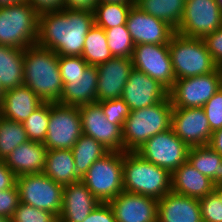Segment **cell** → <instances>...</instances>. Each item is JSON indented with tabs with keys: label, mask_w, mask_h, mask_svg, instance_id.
Segmentation results:
<instances>
[{
	"label": "cell",
	"mask_w": 222,
	"mask_h": 222,
	"mask_svg": "<svg viewBox=\"0 0 222 222\" xmlns=\"http://www.w3.org/2000/svg\"><path fill=\"white\" fill-rule=\"evenodd\" d=\"M79 114L84 135L94 138L110 151L123 152V129L106 119L97 102L79 106Z\"/></svg>",
	"instance_id": "14"
},
{
	"label": "cell",
	"mask_w": 222,
	"mask_h": 222,
	"mask_svg": "<svg viewBox=\"0 0 222 222\" xmlns=\"http://www.w3.org/2000/svg\"><path fill=\"white\" fill-rule=\"evenodd\" d=\"M77 175L82 179L91 165L110 152L103 144L94 138L82 134L71 148Z\"/></svg>",
	"instance_id": "29"
},
{
	"label": "cell",
	"mask_w": 222,
	"mask_h": 222,
	"mask_svg": "<svg viewBox=\"0 0 222 222\" xmlns=\"http://www.w3.org/2000/svg\"><path fill=\"white\" fill-rule=\"evenodd\" d=\"M215 184L201 174L188 160L172 173L171 191L200 199L214 192Z\"/></svg>",
	"instance_id": "25"
},
{
	"label": "cell",
	"mask_w": 222,
	"mask_h": 222,
	"mask_svg": "<svg viewBox=\"0 0 222 222\" xmlns=\"http://www.w3.org/2000/svg\"><path fill=\"white\" fill-rule=\"evenodd\" d=\"M19 203L20 197L17 185L13 188L0 191V216L11 219Z\"/></svg>",
	"instance_id": "41"
},
{
	"label": "cell",
	"mask_w": 222,
	"mask_h": 222,
	"mask_svg": "<svg viewBox=\"0 0 222 222\" xmlns=\"http://www.w3.org/2000/svg\"><path fill=\"white\" fill-rule=\"evenodd\" d=\"M24 49L0 45V87L6 91L23 85Z\"/></svg>",
	"instance_id": "27"
},
{
	"label": "cell",
	"mask_w": 222,
	"mask_h": 222,
	"mask_svg": "<svg viewBox=\"0 0 222 222\" xmlns=\"http://www.w3.org/2000/svg\"><path fill=\"white\" fill-rule=\"evenodd\" d=\"M172 111L169 96L155 105L131 111L123 126V152L135 151L152 136L170 129Z\"/></svg>",
	"instance_id": "4"
},
{
	"label": "cell",
	"mask_w": 222,
	"mask_h": 222,
	"mask_svg": "<svg viewBox=\"0 0 222 222\" xmlns=\"http://www.w3.org/2000/svg\"><path fill=\"white\" fill-rule=\"evenodd\" d=\"M189 149L190 147L170 128L149 138L135 152L172 174L187 161Z\"/></svg>",
	"instance_id": "11"
},
{
	"label": "cell",
	"mask_w": 222,
	"mask_h": 222,
	"mask_svg": "<svg viewBox=\"0 0 222 222\" xmlns=\"http://www.w3.org/2000/svg\"><path fill=\"white\" fill-rule=\"evenodd\" d=\"M222 87V68L200 76L175 80L168 91L173 108H198Z\"/></svg>",
	"instance_id": "9"
},
{
	"label": "cell",
	"mask_w": 222,
	"mask_h": 222,
	"mask_svg": "<svg viewBox=\"0 0 222 222\" xmlns=\"http://www.w3.org/2000/svg\"><path fill=\"white\" fill-rule=\"evenodd\" d=\"M171 128L189 147L208 145L212 136L202 107L173 108Z\"/></svg>",
	"instance_id": "15"
},
{
	"label": "cell",
	"mask_w": 222,
	"mask_h": 222,
	"mask_svg": "<svg viewBox=\"0 0 222 222\" xmlns=\"http://www.w3.org/2000/svg\"><path fill=\"white\" fill-rule=\"evenodd\" d=\"M40 15L64 9V0H26Z\"/></svg>",
	"instance_id": "44"
},
{
	"label": "cell",
	"mask_w": 222,
	"mask_h": 222,
	"mask_svg": "<svg viewBox=\"0 0 222 222\" xmlns=\"http://www.w3.org/2000/svg\"><path fill=\"white\" fill-rule=\"evenodd\" d=\"M202 222H222V201L213 192L199 199Z\"/></svg>",
	"instance_id": "39"
},
{
	"label": "cell",
	"mask_w": 222,
	"mask_h": 222,
	"mask_svg": "<svg viewBox=\"0 0 222 222\" xmlns=\"http://www.w3.org/2000/svg\"><path fill=\"white\" fill-rule=\"evenodd\" d=\"M98 71L97 102L121 98L123 88L133 70L132 59L112 57L96 66Z\"/></svg>",
	"instance_id": "19"
},
{
	"label": "cell",
	"mask_w": 222,
	"mask_h": 222,
	"mask_svg": "<svg viewBox=\"0 0 222 222\" xmlns=\"http://www.w3.org/2000/svg\"><path fill=\"white\" fill-rule=\"evenodd\" d=\"M83 222H116L109 203L100 202Z\"/></svg>",
	"instance_id": "43"
},
{
	"label": "cell",
	"mask_w": 222,
	"mask_h": 222,
	"mask_svg": "<svg viewBox=\"0 0 222 222\" xmlns=\"http://www.w3.org/2000/svg\"><path fill=\"white\" fill-rule=\"evenodd\" d=\"M21 1H23V0H0V7L16 4Z\"/></svg>",
	"instance_id": "49"
},
{
	"label": "cell",
	"mask_w": 222,
	"mask_h": 222,
	"mask_svg": "<svg viewBox=\"0 0 222 222\" xmlns=\"http://www.w3.org/2000/svg\"><path fill=\"white\" fill-rule=\"evenodd\" d=\"M123 160L124 152L110 151L96 160L81 179L99 202L108 203L124 191Z\"/></svg>",
	"instance_id": "7"
},
{
	"label": "cell",
	"mask_w": 222,
	"mask_h": 222,
	"mask_svg": "<svg viewBox=\"0 0 222 222\" xmlns=\"http://www.w3.org/2000/svg\"><path fill=\"white\" fill-rule=\"evenodd\" d=\"M126 27L135 45L169 44L176 33L166 22L141 11L133 5L128 13Z\"/></svg>",
	"instance_id": "16"
},
{
	"label": "cell",
	"mask_w": 222,
	"mask_h": 222,
	"mask_svg": "<svg viewBox=\"0 0 222 222\" xmlns=\"http://www.w3.org/2000/svg\"><path fill=\"white\" fill-rule=\"evenodd\" d=\"M184 4L182 0H134V5L141 11L159 18L175 30L183 17Z\"/></svg>",
	"instance_id": "30"
},
{
	"label": "cell",
	"mask_w": 222,
	"mask_h": 222,
	"mask_svg": "<svg viewBox=\"0 0 222 222\" xmlns=\"http://www.w3.org/2000/svg\"><path fill=\"white\" fill-rule=\"evenodd\" d=\"M83 134L78 106L50 102L46 139L47 150L71 149Z\"/></svg>",
	"instance_id": "10"
},
{
	"label": "cell",
	"mask_w": 222,
	"mask_h": 222,
	"mask_svg": "<svg viewBox=\"0 0 222 222\" xmlns=\"http://www.w3.org/2000/svg\"><path fill=\"white\" fill-rule=\"evenodd\" d=\"M94 23V11L62 9L42 13L36 44L58 56H82L85 37Z\"/></svg>",
	"instance_id": "1"
},
{
	"label": "cell",
	"mask_w": 222,
	"mask_h": 222,
	"mask_svg": "<svg viewBox=\"0 0 222 222\" xmlns=\"http://www.w3.org/2000/svg\"><path fill=\"white\" fill-rule=\"evenodd\" d=\"M20 202L46 210L57 218L62 209L63 186L42 173L24 174L16 178Z\"/></svg>",
	"instance_id": "8"
},
{
	"label": "cell",
	"mask_w": 222,
	"mask_h": 222,
	"mask_svg": "<svg viewBox=\"0 0 222 222\" xmlns=\"http://www.w3.org/2000/svg\"><path fill=\"white\" fill-rule=\"evenodd\" d=\"M101 3H134V0H98Z\"/></svg>",
	"instance_id": "48"
},
{
	"label": "cell",
	"mask_w": 222,
	"mask_h": 222,
	"mask_svg": "<svg viewBox=\"0 0 222 222\" xmlns=\"http://www.w3.org/2000/svg\"><path fill=\"white\" fill-rule=\"evenodd\" d=\"M98 0H64V9L94 11Z\"/></svg>",
	"instance_id": "46"
},
{
	"label": "cell",
	"mask_w": 222,
	"mask_h": 222,
	"mask_svg": "<svg viewBox=\"0 0 222 222\" xmlns=\"http://www.w3.org/2000/svg\"><path fill=\"white\" fill-rule=\"evenodd\" d=\"M39 14L26 1L0 7V45L25 49L36 44Z\"/></svg>",
	"instance_id": "5"
},
{
	"label": "cell",
	"mask_w": 222,
	"mask_h": 222,
	"mask_svg": "<svg viewBox=\"0 0 222 222\" xmlns=\"http://www.w3.org/2000/svg\"><path fill=\"white\" fill-rule=\"evenodd\" d=\"M11 222H58V218L49 211L20 202L11 217Z\"/></svg>",
	"instance_id": "36"
},
{
	"label": "cell",
	"mask_w": 222,
	"mask_h": 222,
	"mask_svg": "<svg viewBox=\"0 0 222 222\" xmlns=\"http://www.w3.org/2000/svg\"><path fill=\"white\" fill-rule=\"evenodd\" d=\"M212 132L222 128V87L202 107Z\"/></svg>",
	"instance_id": "40"
},
{
	"label": "cell",
	"mask_w": 222,
	"mask_h": 222,
	"mask_svg": "<svg viewBox=\"0 0 222 222\" xmlns=\"http://www.w3.org/2000/svg\"><path fill=\"white\" fill-rule=\"evenodd\" d=\"M47 148L41 142L27 141L17 146L4 162L18 177L24 174L42 173Z\"/></svg>",
	"instance_id": "22"
},
{
	"label": "cell",
	"mask_w": 222,
	"mask_h": 222,
	"mask_svg": "<svg viewBox=\"0 0 222 222\" xmlns=\"http://www.w3.org/2000/svg\"><path fill=\"white\" fill-rule=\"evenodd\" d=\"M222 26V12L216 0H191L184 4V12L176 33L203 39Z\"/></svg>",
	"instance_id": "12"
},
{
	"label": "cell",
	"mask_w": 222,
	"mask_h": 222,
	"mask_svg": "<svg viewBox=\"0 0 222 222\" xmlns=\"http://www.w3.org/2000/svg\"><path fill=\"white\" fill-rule=\"evenodd\" d=\"M134 3H101L94 10V21L103 29L126 25L127 16Z\"/></svg>",
	"instance_id": "32"
},
{
	"label": "cell",
	"mask_w": 222,
	"mask_h": 222,
	"mask_svg": "<svg viewBox=\"0 0 222 222\" xmlns=\"http://www.w3.org/2000/svg\"><path fill=\"white\" fill-rule=\"evenodd\" d=\"M203 40L215 64L222 68V26Z\"/></svg>",
	"instance_id": "42"
},
{
	"label": "cell",
	"mask_w": 222,
	"mask_h": 222,
	"mask_svg": "<svg viewBox=\"0 0 222 222\" xmlns=\"http://www.w3.org/2000/svg\"><path fill=\"white\" fill-rule=\"evenodd\" d=\"M43 173L63 187L81 180L71 149L47 150Z\"/></svg>",
	"instance_id": "26"
},
{
	"label": "cell",
	"mask_w": 222,
	"mask_h": 222,
	"mask_svg": "<svg viewBox=\"0 0 222 222\" xmlns=\"http://www.w3.org/2000/svg\"><path fill=\"white\" fill-rule=\"evenodd\" d=\"M58 64L63 84L69 83V78L82 75L89 66L82 56H58Z\"/></svg>",
	"instance_id": "38"
},
{
	"label": "cell",
	"mask_w": 222,
	"mask_h": 222,
	"mask_svg": "<svg viewBox=\"0 0 222 222\" xmlns=\"http://www.w3.org/2000/svg\"><path fill=\"white\" fill-rule=\"evenodd\" d=\"M168 46L176 80L206 75L218 68L201 38L175 33Z\"/></svg>",
	"instance_id": "6"
},
{
	"label": "cell",
	"mask_w": 222,
	"mask_h": 222,
	"mask_svg": "<svg viewBox=\"0 0 222 222\" xmlns=\"http://www.w3.org/2000/svg\"><path fill=\"white\" fill-rule=\"evenodd\" d=\"M16 178L15 173L0 160V191L13 188L16 185Z\"/></svg>",
	"instance_id": "45"
},
{
	"label": "cell",
	"mask_w": 222,
	"mask_h": 222,
	"mask_svg": "<svg viewBox=\"0 0 222 222\" xmlns=\"http://www.w3.org/2000/svg\"><path fill=\"white\" fill-rule=\"evenodd\" d=\"M97 82V68L89 65L82 75L69 78V83L64 84L62 95L57 103L79 107L97 102Z\"/></svg>",
	"instance_id": "23"
},
{
	"label": "cell",
	"mask_w": 222,
	"mask_h": 222,
	"mask_svg": "<svg viewBox=\"0 0 222 222\" xmlns=\"http://www.w3.org/2000/svg\"><path fill=\"white\" fill-rule=\"evenodd\" d=\"M221 12H222V0H216Z\"/></svg>",
	"instance_id": "53"
},
{
	"label": "cell",
	"mask_w": 222,
	"mask_h": 222,
	"mask_svg": "<svg viewBox=\"0 0 222 222\" xmlns=\"http://www.w3.org/2000/svg\"><path fill=\"white\" fill-rule=\"evenodd\" d=\"M184 3L188 2V1H191V0H182Z\"/></svg>",
	"instance_id": "54"
},
{
	"label": "cell",
	"mask_w": 222,
	"mask_h": 222,
	"mask_svg": "<svg viewBox=\"0 0 222 222\" xmlns=\"http://www.w3.org/2000/svg\"><path fill=\"white\" fill-rule=\"evenodd\" d=\"M50 114V102H43L23 122L27 137L31 141L44 143Z\"/></svg>",
	"instance_id": "34"
},
{
	"label": "cell",
	"mask_w": 222,
	"mask_h": 222,
	"mask_svg": "<svg viewBox=\"0 0 222 222\" xmlns=\"http://www.w3.org/2000/svg\"><path fill=\"white\" fill-rule=\"evenodd\" d=\"M0 222H11V219L8 217L0 216Z\"/></svg>",
	"instance_id": "51"
},
{
	"label": "cell",
	"mask_w": 222,
	"mask_h": 222,
	"mask_svg": "<svg viewBox=\"0 0 222 222\" xmlns=\"http://www.w3.org/2000/svg\"><path fill=\"white\" fill-rule=\"evenodd\" d=\"M99 203L81 180L66 185L58 222H83Z\"/></svg>",
	"instance_id": "20"
},
{
	"label": "cell",
	"mask_w": 222,
	"mask_h": 222,
	"mask_svg": "<svg viewBox=\"0 0 222 222\" xmlns=\"http://www.w3.org/2000/svg\"><path fill=\"white\" fill-rule=\"evenodd\" d=\"M214 192L218 195V197L221 199L222 201V183L221 184H217L214 187Z\"/></svg>",
	"instance_id": "50"
},
{
	"label": "cell",
	"mask_w": 222,
	"mask_h": 222,
	"mask_svg": "<svg viewBox=\"0 0 222 222\" xmlns=\"http://www.w3.org/2000/svg\"><path fill=\"white\" fill-rule=\"evenodd\" d=\"M3 97H4V90L0 87V104L3 100Z\"/></svg>",
	"instance_id": "52"
},
{
	"label": "cell",
	"mask_w": 222,
	"mask_h": 222,
	"mask_svg": "<svg viewBox=\"0 0 222 222\" xmlns=\"http://www.w3.org/2000/svg\"><path fill=\"white\" fill-rule=\"evenodd\" d=\"M101 107L106 119L122 129L126 118L130 115V108L122 98L97 102Z\"/></svg>",
	"instance_id": "37"
},
{
	"label": "cell",
	"mask_w": 222,
	"mask_h": 222,
	"mask_svg": "<svg viewBox=\"0 0 222 222\" xmlns=\"http://www.w3.org/2000/svg\"><path fill=\"white\" fill-rule=\"evenodd\" d=\"M172 174L146 159L135 151L124 152V191L161 199L171 191Z\"/></svg>",
	"instance_id": "3"
},
{
	"label": "cell",
	"mask_w": 222,
	"mask_h": 222,
	"mask_svg": "<svg viewBox=\"0 0 222 222\" xmlns=\"http://www.w3.org/2000/svg\"><path fill=\"white\" fill-rule=\"evenodd\" d=\"M23 84L28 86L43 102H58L64 84L60 75L57 53L37 44L26 47Z\"/></svg>",
	"instance_id": "2"
},
{
	"label": "cell",
	"mask_w": 222,
	"mask_h": 222,
	"mask_svg": "<svg viewBox=\"0 0 222 222\" xmlns=\"http://www.w3.org/2000/svg\"><path fill=\"white\" fill-rule=\"evenodd\" d=\"M29 141L23 123L0 117V160L7 156L19 145Z\"/></svg>",
	"instance_id": "33"
},
{
	"label": "cell",
	"mask_w": 222,
	"mask_h": 222,
	"mask_svg": "<svg viewBox=\"0 0 222 222\" xmlns=\"http://www.w3.org/2000/svg\"><path fill=\"white\" fill-rule=\"evenodd\" d=\"M116 222H158V200L123 191L108 202Z\"/></svg>",
	"instance_id": "18"
},
{
	"label": "cell",
	"mask_w": 222,
	"mask_h": 222,
	"mask_svg": "<svg viewBox=\"0 0 222 222\" xmlns=\"http://www.w3.org/2000/svg\"><path fill=\"white\" fill-rule=\"evenodd\" d=\"M158 222H202L199 199L168 192L158 200Z\"/></svg>",
	"instance_id": "21"
},
{
	"label": "cell",
	"mask_w": 222,
	"mask_h": 222,
	"mask_svg": "<svg viewBox=\"0 0 222 222\" xmlns=\"http://www.w3.org/2000/svg\"><path fill=\"white\" fill-rule=\"evenodd\" d=\"M167 97L168 90L163 85L136 69L130 72L121 96L131 111L155 105Z\"/></svg>",
	"instance_id": "17"
},
{
	"label": "cell",
	"mask_w": 222,
	"mask_h": 222,
	"mask_svg": "<svg viewBox=\"0 0 222 222\" xmlns=\"http://www.w3.org/2000/svg\"><path fill=\"white\" fill-rule=\"evenodd\" d=\"M43 101L26 85L4 91L1 102L3 118L23 123Z\"/></svg>",
	"instance_id": "24"
},
{
	"label": "cell",
	"mask_w": 222,
	"mask_h": 222,
	"mask_svg": "<svg viewBox=\"0 0 222 222\" xmlns=\"http://www.w3.org/2000/svg\"><path fill=\"white\" fill-rule=\"evenodd\" d=\"M187 160L215 185L222 183V156L209 145L190 147Z\"/></svg>",
	"instance_id": "28"
},
{
	"label": "cell",
	"mask_w": 222,
	"mask_h": 222,
	"mask_svg": "<svg viewBox=\"0 0 222 222\" xmlns=\"http://www.w3.org/2000/svg\"><path fill=\"white\" fill-rule=\"evenodd\" d=\"M133 69L158 81L168 91L173 87L175 75L168 44H138L132 54Z\"/></svg>",
	"instance_id": "13"
},
{
	"label": "cell",
	"mask_w": 222,
	"mask_h": 222,
	"mask_svg": "<svg viewBox=\"0 0 222 222\" xmlns=\"http://www.w3.org/2000/svg\"><path fill=\"white\" fill-rule=\"evenodd\" d=\"M208 145L222 156V128L212 132Z\"/></svg>",
	"instance_id": "47"
},
{
	"label": "cell",
	"mask_w": 222,
	"mask_h": 222,
	"mask_svg": "<svg viewBox=\"0 0 222 222\" xmlns=\"http://www.w3.org/2000/svg\"><path fill=\"white\" fill-rule=\"evenodd\" d=\"M82 57L92 66L107 62L113 57L108 48L105 30L95 23L85 37Z\"/></svg>",
	"instance_id": "31"
},
{
	"label": "cell",
	"mask_w": 222,
	"mask_h": 222,
	"mask_svg": "<svg viewBox=\"0 0 222 222\" xmlns=\"http://www.w3.org/2000/svg\"><path fill=\"white\" fill-rule=\"evenodd\" d=\"M104 30L108 48L112 56L131 58L135 44L126 25H120Z\"/></svg>",
	"instance_id": "35"
}]
</instances>
